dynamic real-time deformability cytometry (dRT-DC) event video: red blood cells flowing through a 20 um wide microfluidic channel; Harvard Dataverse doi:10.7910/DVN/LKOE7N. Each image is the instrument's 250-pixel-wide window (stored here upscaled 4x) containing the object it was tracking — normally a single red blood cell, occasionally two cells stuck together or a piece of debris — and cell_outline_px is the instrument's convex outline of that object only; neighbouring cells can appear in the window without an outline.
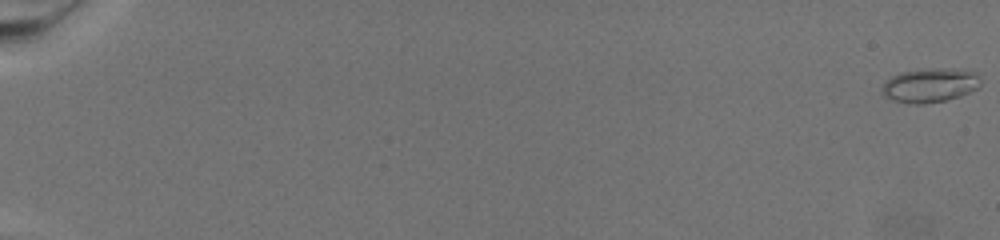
{"species": "common noctule bat (a hibernating species)", "species_latin": "Nyctalus noctula", "temperature_condition": "warm", "stored_images_in_passage": 78, "camera_frame_rate_fps": 3000, "um_per_image_px": 0.085, "animal": {"sex": "female", "body_mass_g": 19.5, "forearm_length_mm": 54.1}, "frame": {"image": 1, "passage_image": 1, "time_ms": 0.0, "image_size_px": [1000, 240], "cell_outline_px": [[980, 88], [960, 96], [944, 100], [924, 104], [916, 104], [892, 100], [884, 96], [880, 92], [880, 88], [892, 76], [900, 72], [940, 68], [976, 72], [980, 80]], "centroid_in_image_um": [79.04, 7.26], "position_along_channel_um": 6.0, "area_um2": 19.42}}
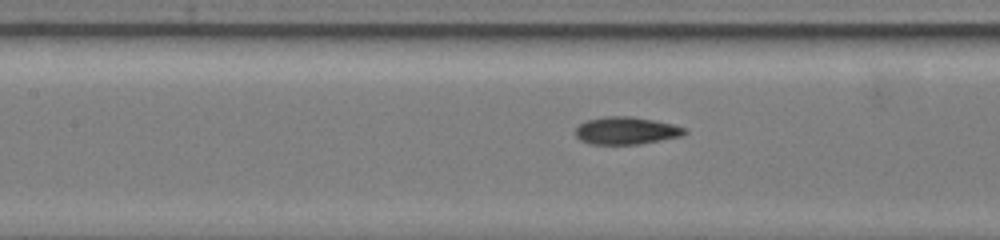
{"frame": {"image": 2, "passage_image": 41, "time_ms": 13.333, "image_size_px": [1000, 240], "cell_outline_px": [[688, 132], [684, 136], [640, 144], [588, 144], [580, 140], [576, 136], [576, 128], [584, 120], [604, 116], [632, 116], [672, 124], [688, 128]], "centroid_in_image_um": [53.25, 11.1], "position_along_channel_um": 154.2, "area_um2": 17.74}}
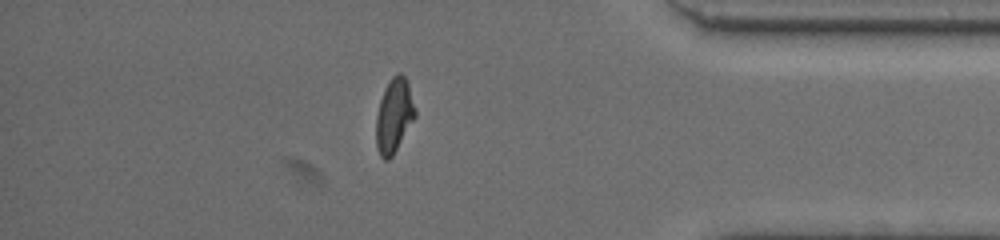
{"frame": {"image": 3, "passage_image": 69, "time_ms": 22.667, "image_size_px": [1000, 240], "cell_outline_px": [[416, 116], [392, 156], [388, 160], [384, 160], [380, 156], [376, 148], [376, 116], [380, 100], [384, 88], [392, 76], [400, 72], [404, 76], [408, 84], [416, 112]], "centroid_in_image_um": [33.47, 9.84], "position_along_channel_um": 401.7, "area_um2": 16.76}}